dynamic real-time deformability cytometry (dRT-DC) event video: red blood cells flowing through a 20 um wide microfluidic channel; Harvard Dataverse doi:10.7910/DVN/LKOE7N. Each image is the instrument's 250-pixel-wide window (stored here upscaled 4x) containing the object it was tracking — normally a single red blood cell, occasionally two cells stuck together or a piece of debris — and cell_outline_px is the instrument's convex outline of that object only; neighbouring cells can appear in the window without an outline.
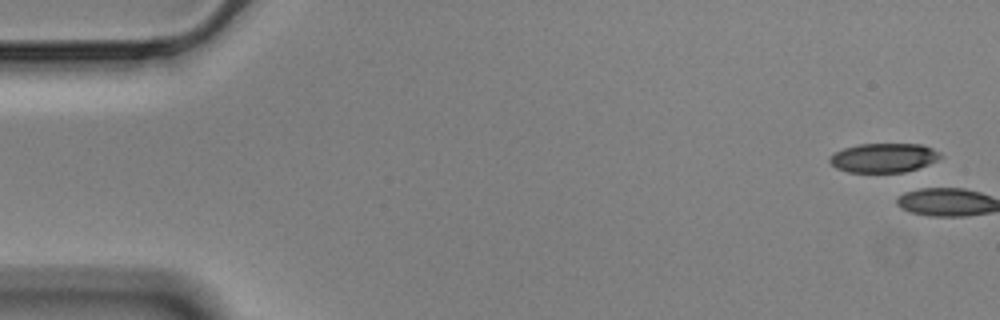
{"species": "Egyptian fruit bat (a non-hibernating species)", "species_latin": "Rousettus aegyptiacus", "temperature_condition": "cold", "stored_images_in_passage": 2, "camera_frame_rate_fps": 3000, "um_per_image_px": 0.085, "animal": {"sex": "male"}, "frame": {"image": 1, "passage_image": 1, "time_ms": 0.0, "image_size_px": [1000, 320], "cell_outline_px": [[944, 156], [928, 164], [904, 172], [848, 172], [836, 168], [828, 160], [828, 156], [844, 148], [860, 144], [920, 144], [932, 148], [940, 152]], "centroid_in_image_um": [75.1, 13.41], "position_along_channel_um": 9.9, "area_um2": 18.79}}